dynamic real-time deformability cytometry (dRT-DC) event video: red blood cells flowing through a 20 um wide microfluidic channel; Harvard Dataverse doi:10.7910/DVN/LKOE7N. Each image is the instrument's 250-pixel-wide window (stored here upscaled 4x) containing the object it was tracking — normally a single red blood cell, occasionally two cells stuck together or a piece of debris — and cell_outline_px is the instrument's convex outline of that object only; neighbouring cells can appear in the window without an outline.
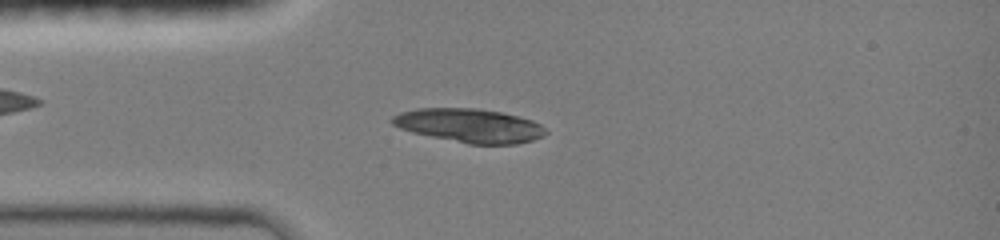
{"species": "common noctule bat (a hibernating species)", "species_latin": "Nyctalus noctula", "temperature_condition": "room temperature", "stored_images_in_passage": 59, "camera_frame_rate_fps": 3000, "um_per_image_px": 0.085, "animal": {"sex": "female", "body_mass_g": 19.0, "forearm_length_mm": 51.5}, "frame": {"image": 1, "passage_image": 9, "time_ms": 2.0, "image_size_px": [1000, 240], "cell_outline_px": [[548, 132], [544, 136], [532, 140], [516, 144], [468, 144], [412, 132], [400, 128], [392, 124], [392, 116], [400, 112], [416, 108], [476, 108], [500, 112], [520, 116], [532, 120], [540, 124]], "centroid_in_image_um": [39.92, 10.67], "position_along_channel_um": 45.1, "area_um2": 30.23}}